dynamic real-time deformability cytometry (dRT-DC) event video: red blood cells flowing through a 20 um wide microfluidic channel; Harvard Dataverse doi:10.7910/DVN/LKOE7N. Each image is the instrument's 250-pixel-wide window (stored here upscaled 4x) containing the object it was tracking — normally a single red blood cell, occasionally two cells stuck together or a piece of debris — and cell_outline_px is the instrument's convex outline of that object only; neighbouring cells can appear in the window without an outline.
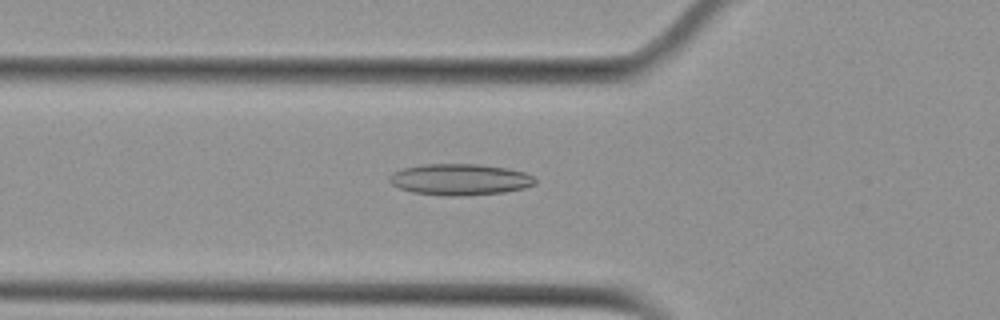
{"species": "Egyptian fruit bat (a non-hibernating species)", "species_latin": "Rousettus aegyptiacus", "temperature_condition": "cold", "stored_images_in_passage": 42, "camera_frame_rate_fps": 3000, "um_per_image_px": 0.085, "animal": {"sex": "female"}, "frame": {"image": 1, "passage_image": 7, "time_ms": 2.0, "image_size_px": [1000, 320], "cell_outline_px": [[536, 184], [524, 188], [504, 192], [456, 196], [448, 196], [412, 192], [400, 188], [392, 184], [388, 180], [388, 176], [392, 172], [404, 168], [420, 164], [480, 164], [508, 168], [524, 172], [532, 176], [536, 180]], "centroid_in_image_um": [39.08, 15.25], "position_along_channel_um": 86.7, "area_um2": 26.65}}
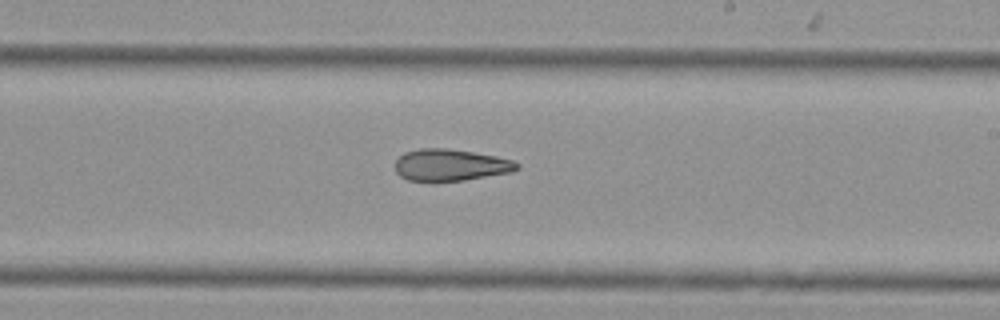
{"frame": {"image": 2, "passage_image": 20, "time_ms": 6.333, "image_size_px": [1000, 320], "cell_outline_px": [[520, 168], [512, 172], [464, 180], [436, 184], [408, 180], [400, 176], [396, 172], [396, 160], [404, 152], [420, 148], [448, 148], [496, 156], [512, 160], [520, 164]], "centroid_in_image_um": [38.27, 14.06], "position_along_channel_um": 250.7, "area_um2": 23.18}}
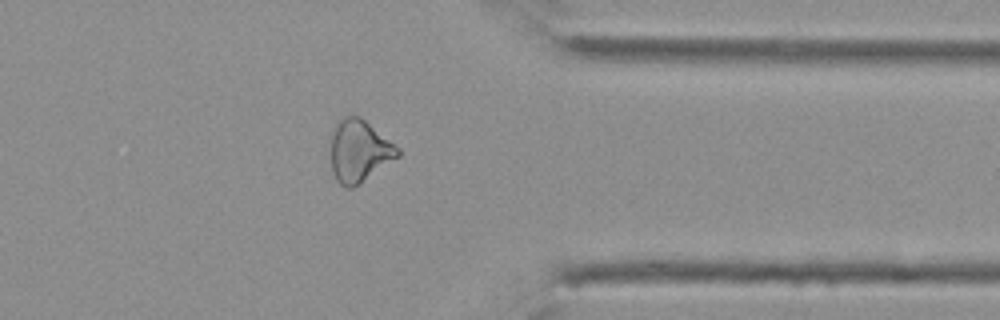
{"frame": {"image": 3, "passage_image": 31, "time_ms": 10.0, "image_size_px": [1000, 320], "cell_outline_px": [[400, 156], [360, 184], [352, 188], [344, 188], [336, 180], [332, 172], [328, 140], [332, 128], [344, 116], [360, 116], [400, 148]], "centroid_in_image_um": [30.48, 12.84], "position_along_channel_um": 380.9, "area_um2": 24.97}, "authors_computed_cell_mechanics": {"area_um2": 24.3049, "velocity_mm_per_s": 3.7887, "shape_relaxation_time_tau1_ms": null, "shape_relaxation_time_tau2_ms": 8.8595, "deformation_change_tau1": null, "deformation_change_tau2": 0.2201}}